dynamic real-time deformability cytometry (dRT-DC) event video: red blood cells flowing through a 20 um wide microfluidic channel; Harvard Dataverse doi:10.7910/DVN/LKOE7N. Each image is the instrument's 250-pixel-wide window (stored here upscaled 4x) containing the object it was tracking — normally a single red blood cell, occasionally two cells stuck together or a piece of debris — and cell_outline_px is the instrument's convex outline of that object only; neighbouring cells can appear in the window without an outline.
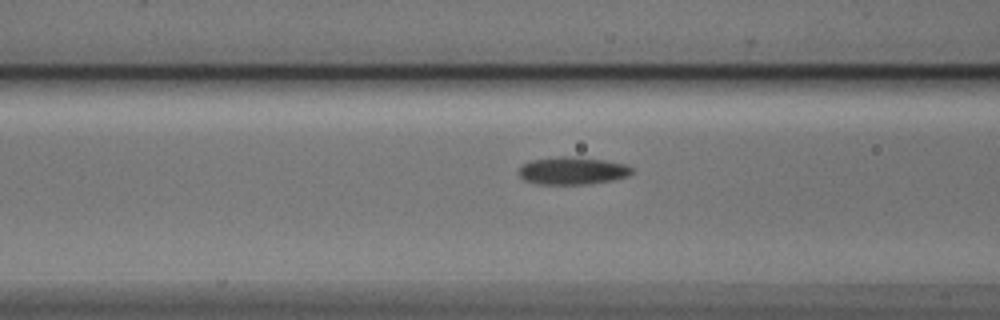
{"species": "Egyptian fruit bat (a non-hibernating species)", "species_latin": "Rousettus aegyptiacus", "temperature_condition": "cold", "stored_images_in_passage": 21, "camera_frame_rate_fps": 3000, "um_per_image_px": 0.085, "animal": {"sex": "male"}, "frame": {"image": 1, "passage_image": 19, "time_ms": 6.0, "image_size_px": [1000, 320], "cell_outline_px": [[636, 168], [628, 176], [612, 180], [588, 184], [540, 184], [524, 180], [516, 172], [524, 164], [532, 160], [560, 156], [572, 156], [604, 160], [628, 164]], "centroid_in_image_um": [48.7, 14.51], "position_along_channel_um": 117.9, "area_um2": 18.32}}